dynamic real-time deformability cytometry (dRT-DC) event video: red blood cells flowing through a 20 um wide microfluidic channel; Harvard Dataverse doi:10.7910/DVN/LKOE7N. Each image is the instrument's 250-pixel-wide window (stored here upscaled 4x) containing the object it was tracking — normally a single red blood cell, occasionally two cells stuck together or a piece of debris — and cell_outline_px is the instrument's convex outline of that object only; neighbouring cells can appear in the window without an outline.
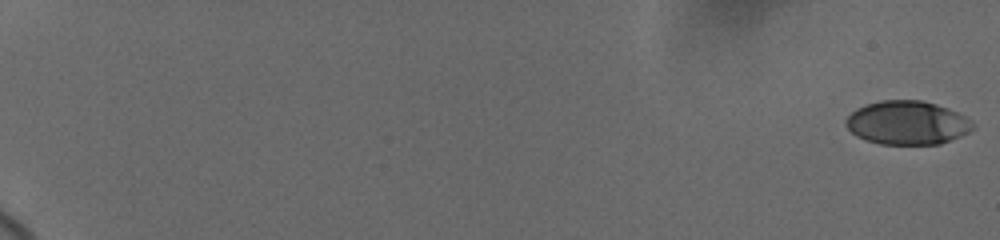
{"species": "human", "species_latin": "Homo sapiens", "temperature_condition": "cold", "stored_images_in_passage": 106, "camera_frame_rate_fps": 3000, "um_per_image_px": 0.085, "donor": {"sex": "female"}, "frame": {"image": 1, "passage_image": 1, "time_ms": 0.0, "image_size_px": [1000, 240], "cell_outline_px": [[976, 128], [960, 136], [940, 144], [880, 144], [856, 136], [844, 124], [844, 120], [856, 108], [880, 100], [920, 100], [936, 104], [956, 112], [972, 120]], "centroid_in_image_um": [77.12, 10.43], "position_along_channel_um": 7.9, "area_um2": 32.25}}
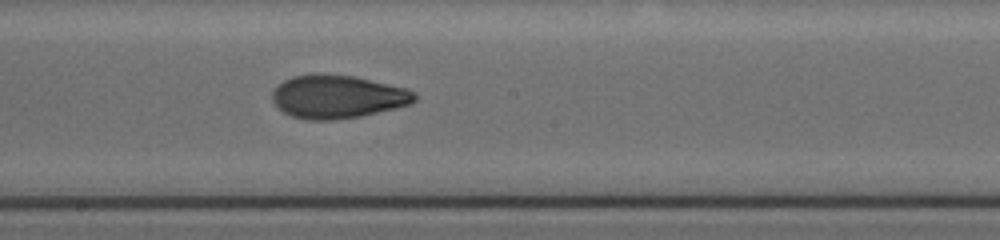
{"frame": {"image": 2, "passage_image": 54, "time_ms": 12.0, "image_size_px": [1000, 240], "cell_outline_px": [[416, 100], [412, 104], [396, 108], [360, 116], [332, 120], [308, 120], [292, 116], [284, 112], [272, 100], [272, 92], [284, 80], [292, 76], [312, 72], [316, 72], [352, 76], [408, 88], [416, 92]], "centroid_in_image_um": [28.71, 8.2], "position_along_channel_um": 219.5, "area_um2": 36.07}}
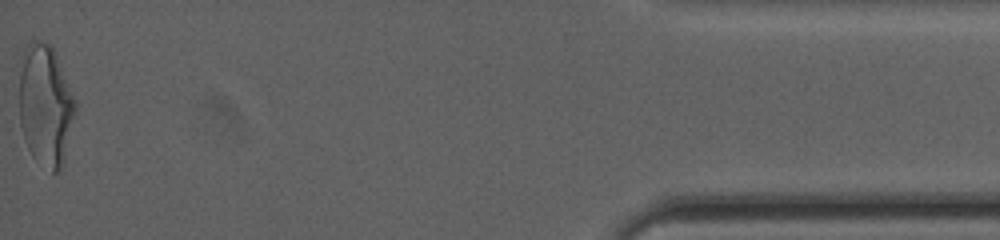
{"frame": {"image": 3, "passage_image": 105, "time_ms": 19.667, "image_size_px": [1000, 240], "cell_outline_px": [[76, 108], [64, 160], [60, 168], [56, 172], [52, 172], [36, 160], [32, 156], [24, 140], [20, 124], [20, 72], [24, 48], [32, 40], [52, 44], [76, 100]], "centroid_in_image_um": [3.87, 8.93], "position_along_channel_um": 431.3, "area_um2": 39.54}, "authors_computed_cell_mechanics": {"area_um2": 34.6222, "velocity_mm_per_s": 3.6826, "shape_relaxation_time_tau1_ms": 10.636, "shape_relaxation_time_tau2_ms": 1.7979, "deformation_change_tau1": 0.2575, "deformation_change_tau2": 0.0799}}